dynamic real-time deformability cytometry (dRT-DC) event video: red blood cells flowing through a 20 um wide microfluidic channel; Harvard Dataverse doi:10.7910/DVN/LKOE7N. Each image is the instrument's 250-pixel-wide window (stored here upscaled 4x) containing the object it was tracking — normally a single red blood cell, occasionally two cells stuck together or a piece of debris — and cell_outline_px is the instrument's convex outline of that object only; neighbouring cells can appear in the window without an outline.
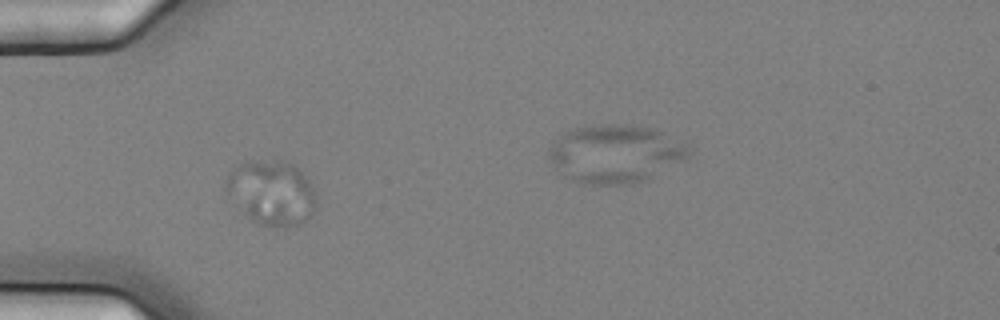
{"species": "common noctule bat (a hibernating species)", "species_latin": "Nyctalus noctula", "temperature_condition": "cold", "stored_images_in_passage": 11, "camera_frame_rate_fps": 3000, "um_per_image_px": 0.085, "animal": {"sex": "female", "body_mass_g": 25.1}, "frame": {"image": 1, "passage_image": 6, "time_ms": 1.667, "image_size_px": [1000, 320], "cell_outline_px": [[316, 208], [300, 224], [288, 228], [276, 228], [256, 224], [244, 212], [224, 188], [224, 180], [228, 172], [240, 164], [248, 160], [284, 160], [292, 164], [308, 180], [316, 196]], "centroid_in_image_um": [23.07, 16.38], "position_along_channel_um": 61.9, "area_um2": 34.04}}
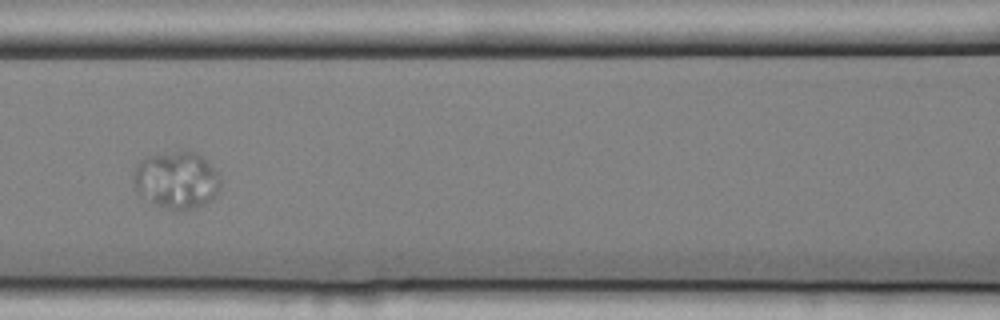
{"frame": {"image": 2, "passage_image": 8, "time_ms": 2.333, "image_size_px": [1000, 320], "cell_outline_px": [[220, 188], [216, 196], [212, 200], [196, 208], [184, 212], [168, 208], [156, 204], [136, 192], [136, 168], [140, 160], [148, 156], [188, 148], [196, 152], [220, 176]], "centroid_in_image_um": [15.06, 15.3], "position_along_channel_um": 151.5, "area_um2": 28.9}}
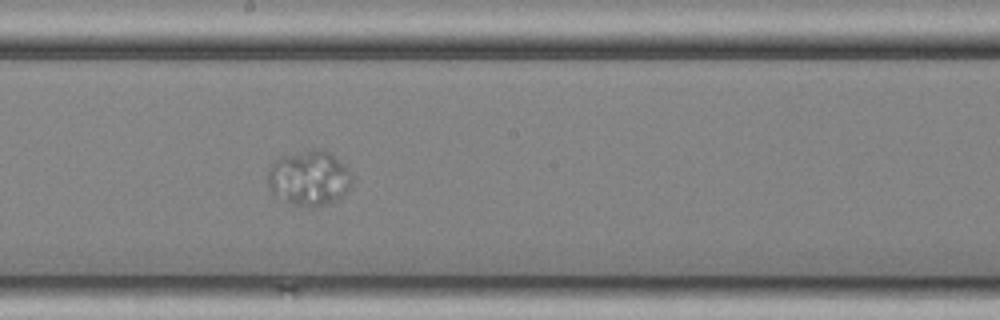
{"frame": {"image": 3, "passage_image": 10, "time_ms": 3.0, "image_size_px": [1000, 320], "cell_outline_px": [[352, 184], [336, 200], [328, 204], [312, 208], [308, 208], [292, 204], [272, 196], [268, 188], [268, 172], [272, 164], [276, 160], [284, 156], [308, 152], [328, 152], [344, 164], [352, 172]], "centroid_in_image_um": [26.25, 15.22], "position_along_channel_um": 221.9, "area_um2": 26.65}}